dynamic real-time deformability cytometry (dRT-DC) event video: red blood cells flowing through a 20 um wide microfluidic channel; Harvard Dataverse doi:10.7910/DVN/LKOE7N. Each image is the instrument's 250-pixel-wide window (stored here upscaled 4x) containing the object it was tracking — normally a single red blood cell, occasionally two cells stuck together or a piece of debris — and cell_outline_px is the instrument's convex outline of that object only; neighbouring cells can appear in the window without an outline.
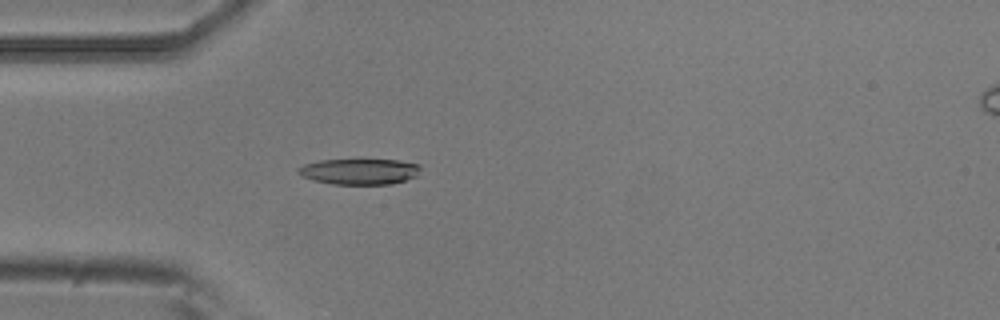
{"species": "common noctule bat (a hibernating species)", "species_latin": "Nyctalus noctula", "temperature_condition": "room temperature", "stored_images_in_passage": 1, "camera_frame_rate_fps": 3000, "um_per_image_px": 0.085, "animal": {"sex": "male", "body_mass_g": 20.5, "forearm_length_mm": 52.5}, "frame": {"image": 1, "passage_image": 1, "time_ms": 0.0, "image_size_px": [1000, 320], "cell_outline_px": [[420, 168], [416, 176], [392, 184], [332, 184], [312, 180], [296, 172], [296, 168], [304, 164], [320, 160], [360, 156], [400, 160], [420, 164]], "centroid_in_image_um": [30.54, 14.51], "position_along_channel_um": 54.5, "area_um2": 19.54}}